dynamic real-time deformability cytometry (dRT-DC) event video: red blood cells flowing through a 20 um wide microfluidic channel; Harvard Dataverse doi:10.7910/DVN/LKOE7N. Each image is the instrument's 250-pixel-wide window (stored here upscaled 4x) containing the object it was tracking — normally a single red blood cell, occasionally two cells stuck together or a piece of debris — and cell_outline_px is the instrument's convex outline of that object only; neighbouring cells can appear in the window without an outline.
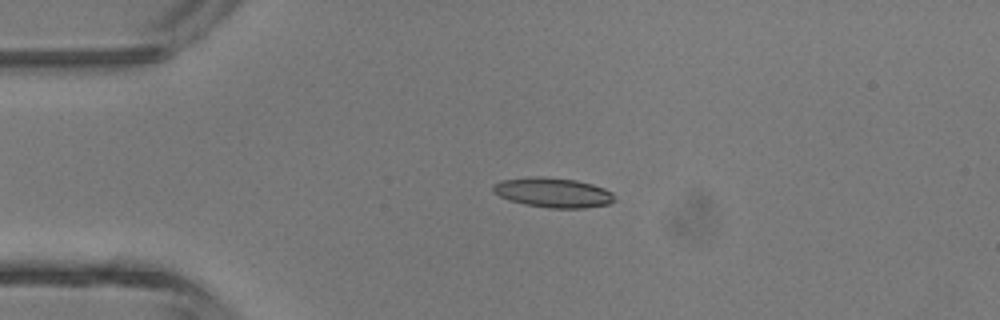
{"species": "common noctule bat (a hibernating species)", "species_latin": "Nyctalus noctula", "temperature_condition": "room temperature", "stored_images_in_passage": 1, "camera_frame_rate_fps": 3000, "um_per_image_px": 0.085, "animal": {"sex": "male", "body_mass_g": 13.3}, "frame": {"image": 1, "passage_image": 1, "time_ms": 0.0, "image_size_px": [1000, 320], "cell_outline_px": [[616, 200], [608, 204], [584, 208], [548, 208], [524, 204], [508, 200], [492, 192], [492, 184], [500, 180], [532, 176], [540, 176], [576, 180], [592, 184], [604, 188], [612, 192]], "centroid_in_image_um": [46.97, 16.36], "position_along_channel_um": 38.0, "area_um2": 21.27}}